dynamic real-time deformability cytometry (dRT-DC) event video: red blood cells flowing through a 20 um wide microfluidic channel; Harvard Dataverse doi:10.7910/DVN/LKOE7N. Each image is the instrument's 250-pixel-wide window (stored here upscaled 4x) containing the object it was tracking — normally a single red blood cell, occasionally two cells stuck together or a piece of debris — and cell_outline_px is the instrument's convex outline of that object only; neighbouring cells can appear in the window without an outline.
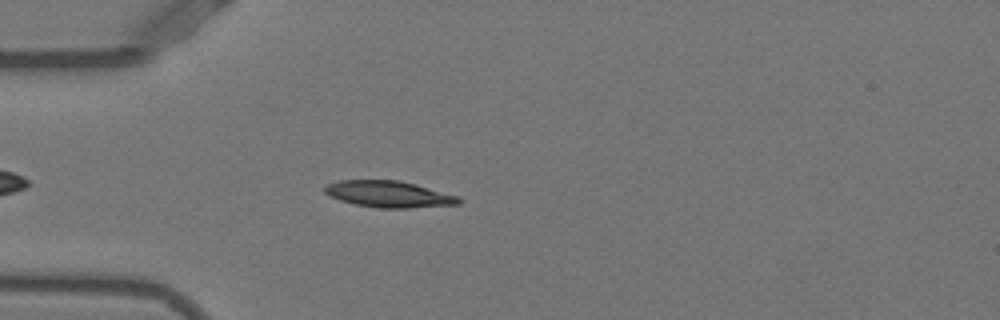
{"species": "Egyptian fruit bat (a non-hibernating species)", "species_latin": "Rousettus aegyptiacus", "temperature_condition": "warm", "stored_images_in_passage": 44, "camera_frame_rate_fps": 3000, "um_per_image_px": 0.085, "animal": {"sex": "female"}, "frame": {"image": 1, "passage_image": 7, "time_ms": 2.0, "image_size_px": [1000, 320], "cell_outline_px": [[460, 204], [408, 208], [380, 208], [356, 204], [340, 200], [328, 196], [324, 192], [324, 188], [328, 184], [340, 180], [396, 180], [416, 184], [460, 196]], "centroid_in_image_um": [33.06, 16.5], "position_along_channel_um": 51.9, "area_um2": 20.63}}
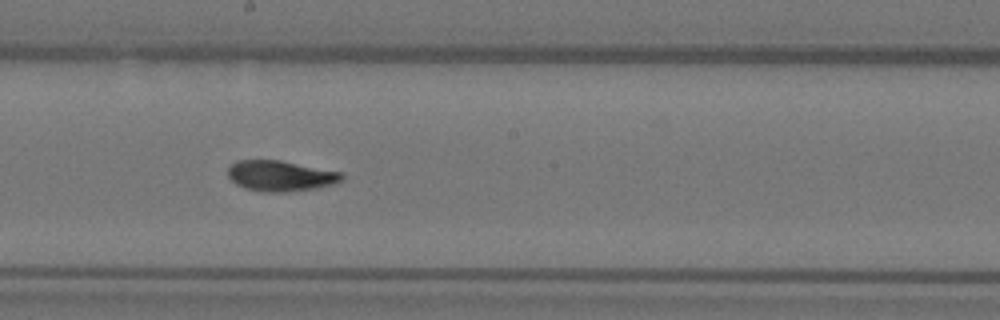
{"frame": {"image": 2, "passage_image": 21, "time_ms": 6.667, "image_size_px": [1000, 320], "cell_outline_px": [[344, 180], [332, 184], [316, 188], [288, 192], [260, 192], [244, 188], [236, 184], [228, 176], [228, 168], [236, 160], [280, 160], [344, 172]], "centroid_in_image_um": [23.87, 14.95], "position_along_channel_um": 224.3, "area_um2": 20.58}}
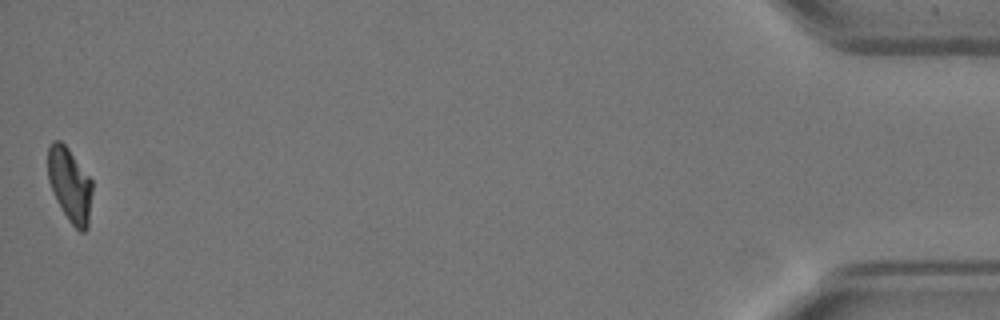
{"frame": {"image": 3, "passage_image": 44, "time_ms": 14.333, "image_size_px": [1000, 320], "cell_outline_px": [[92, 192], [88, 228], [84, 232], [80, 232], [68, 220], [56, 200], [52, 192], [48, 180], [48, 148], [52, 140], [60, 140], [68, 148], [92, 180]], "centroid_in_image_um": [5.93, 15.72], "position_along_channel_um": 429.3, "area_um2": 19.25}, "authors_computed_cell_mechanics": {"area_um2": 19.9988, "velocity_mm_per_s": 3.9001, "shape_relaxation_time_tau1_ms": 4.3313, "shape_relaxation_time_tau2_ms": 1.4737, "deformation_change_tau1": 0.1853, "deformation_change_tau2": 0.053}}